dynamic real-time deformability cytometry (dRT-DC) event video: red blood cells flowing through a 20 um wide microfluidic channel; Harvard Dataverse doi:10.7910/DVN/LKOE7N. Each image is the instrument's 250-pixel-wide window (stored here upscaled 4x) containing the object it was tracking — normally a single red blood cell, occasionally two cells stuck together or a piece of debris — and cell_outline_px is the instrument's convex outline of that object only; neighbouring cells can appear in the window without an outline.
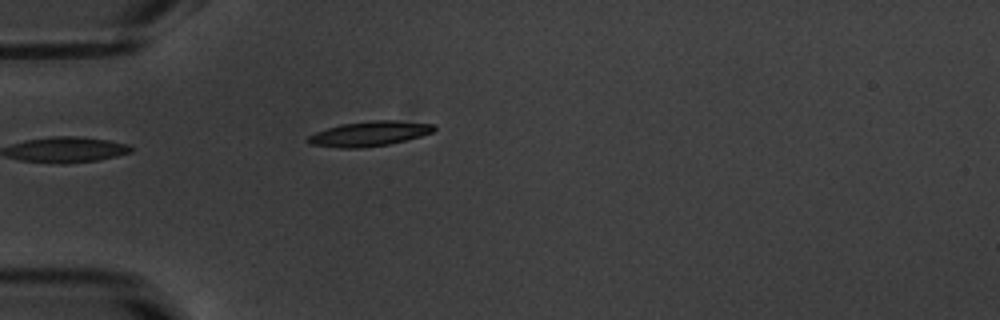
{"species": "common noctule bat (a hibernating species)", "species_latin": "Nyctalus noctula", "temperature_condition": "warm", "stored_images_in_passage": 5, "camera_frame_rate_fps": 3000, "um_per_image_px": 0.085, "animal": {"sex": "male", "body_mass_g": 20.1, "forearm_length_mm": 53.5}, "frame": {"image": 1, "passage_image": 1, "time_ms": 0.0, "image_size_px": [1000, 320], "cell_outline_px": [[436, 128], [432, 132], [420, 136], [388, 144], [360, 148], [340, 148], [312, 144], [304, 140], [308, 136], [316, 132], [340, 124], [372, 120], [396, 120], [436, 124]], "centroid_in_image_um": [31.4, 11.35], "position_along_channel_um": 53.6, "area_um2": 18.21}}